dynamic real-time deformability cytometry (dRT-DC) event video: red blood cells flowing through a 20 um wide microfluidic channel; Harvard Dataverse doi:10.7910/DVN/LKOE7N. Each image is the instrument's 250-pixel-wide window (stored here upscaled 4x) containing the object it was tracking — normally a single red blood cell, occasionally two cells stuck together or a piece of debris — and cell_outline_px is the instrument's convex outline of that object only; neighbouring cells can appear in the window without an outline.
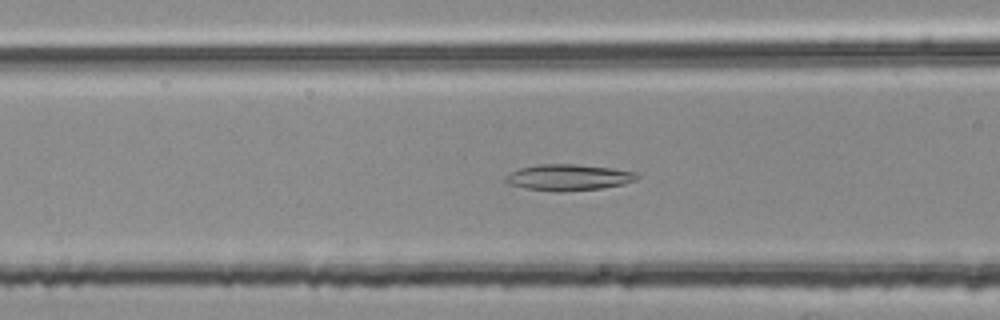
{"species": "common noctule bat (a hibernating species)", "species_latin": "Nyctalus noctula", "temperature_condition": "room temperature", "stored_images_in_passage": 42, "camera_frame_rate_fps": 3000, "um_per_image_px": 0.085, "animal": {"sex": "female", "body_mass_g": 25.1}, "frame": {"image": 1, "passage_image": 11, "time_ms": 3.333, "image_size_px": [1000, 320], "cell_outline_px": [[640, 176], [636, 180], [624, 184], [600, 188], [524, 188], [508, 184], [504, 180], [504, 176], [520, 168], [540, 164], [576, 164], [612, 168], [636, 172]], "centroid_in_image_um": [48.35, 15.02], "position_along_channel_um": 118.2, "area_um2": 18.96}}
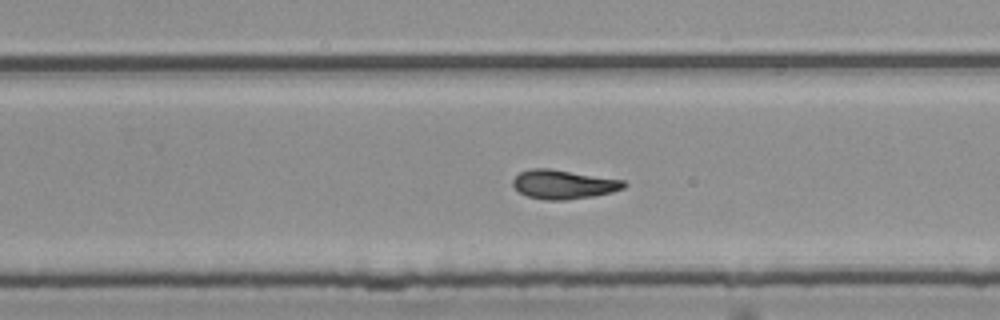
{"frame": {"image": 2, "passage_image": 24, "time_ms": 7.667, "image_size_px": [1000, 320], "cell_outline_px": [[628, 184], [624, 188], [612, 192], [592, 196], [564, 200], [544, 200], [528, 196], [520, 192], [512, 184], [512, 180], [520, 172], [532, 168], [548, 168], [624, 180]], "centroid_in_image_um": [47.9, 15.67], "position_along_channel_um": 281.9, "area_um2": 18.67}}
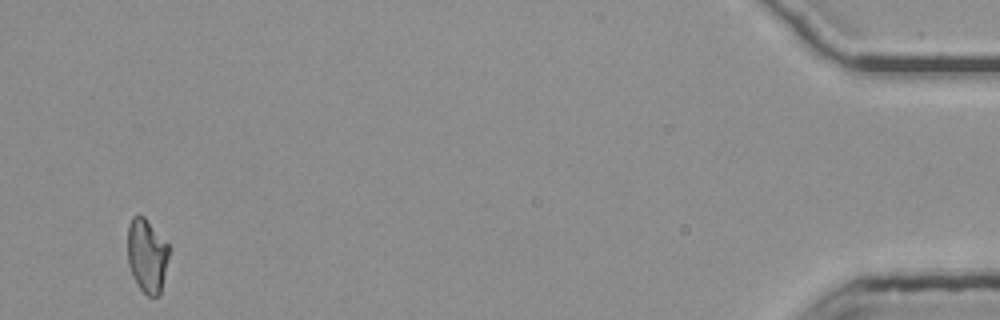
{"frame": {"image": 3, "passage_image": 42, "time_ms": 13.667, "image_size_px": [1000, 320], "cell_outline_px": [[168, 256], [160, 296], [148, 296], [140, 288], [128, 264], [128, 224], [132, 216], [144, 216], [168, 244]], "centroid_in_image_um": [12.49, 21.71], "position_along_channel_um": 422.7, "area_um2": 17.46}, "authors_computed_cell_mechanics": {"area_um2": 18.5538, "velocity_mm_per_s": 3.7795, "shape_relaxation_time_tau1_ms": 8.0756, "shape_relaxation_time_tau2_ms": 3.6008, "deformation_change_tau1": 0.2256, "deformation_change_tau2": 0.1108}}